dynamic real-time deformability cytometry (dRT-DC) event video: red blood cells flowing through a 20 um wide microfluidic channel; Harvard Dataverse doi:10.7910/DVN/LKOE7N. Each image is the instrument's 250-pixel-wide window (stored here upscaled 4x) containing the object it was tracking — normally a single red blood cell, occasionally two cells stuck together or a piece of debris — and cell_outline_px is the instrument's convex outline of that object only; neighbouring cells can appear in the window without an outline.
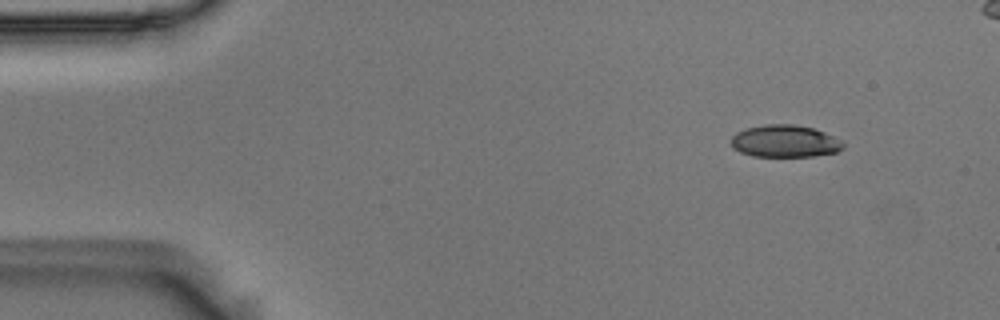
{"species": "Egyptian fruit bat (a non-hibernating species)", "species_latin": "Rousettus aegyptiacus", "temperature_condition": "room temperature", "stored_images_in_passage": 4, "camera_frame_rate_fps": 3000, "um_per_image_px": 0.085, "animal": {"sex": "male"}, "frame": {"image": 1, "passage_image": 1, "time_ms": 0.0, "image_size_px": [1000, 320], "cell_outline_px": [[844, 148], [836, 152], [812, 156], [752, 156], [740, 152], [732, 148], [732, 136], [736, 132], [744, 128], [764, 124], [796, 124], [812, 128], [824, 132], [844, 140]], "centroid_in_image_um": [66.72, 11.99], "position_along_channel_um": 18.3, "area_um2": 21.27}}